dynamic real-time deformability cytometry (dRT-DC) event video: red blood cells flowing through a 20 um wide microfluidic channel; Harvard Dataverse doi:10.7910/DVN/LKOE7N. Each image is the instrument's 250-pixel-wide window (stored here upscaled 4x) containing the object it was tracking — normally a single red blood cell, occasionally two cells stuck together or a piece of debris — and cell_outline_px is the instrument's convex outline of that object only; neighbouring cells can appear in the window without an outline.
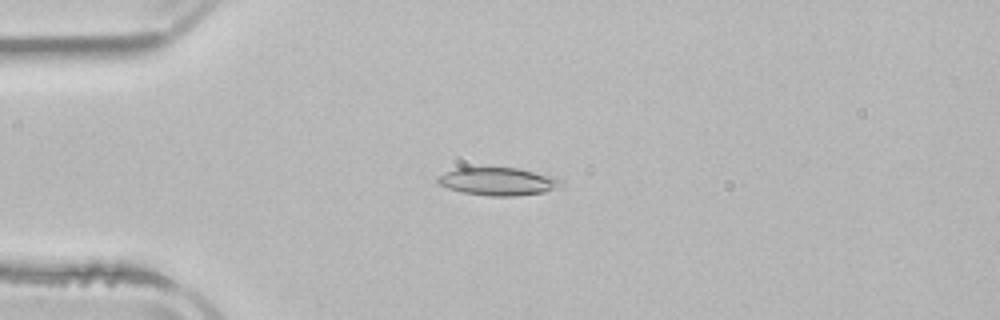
{"species": "common noctule bat (a hibernating species)", "species_latin": "Nyctalus noctula", "temperature_condition": "room temperature", "stored_images_in_passage": 3, "camera_frame_rate_fps": 3000, "um_per_image_px": 0.085, "animal": {"sex": "male", "body_mass_g": 21.5, "forearm_length_mm": 52.0}, "frame": {"image": 1, "passage_image": 3, "time_ms": 2.667, "image_size_px": [1000, 320], "cell_outline_px": [[564, 184], [544, 192], [516, 196], [488, 196], [464, 192], [448, 188], [436, 184], [436, 180], [444, 172], [456, 168], [516, 168], [548, 176], [560, 180]], "centroid_in_image_um": [42.25, 15.43], "position_along_channel_um": 42.7, "area_um2": 19.59}}